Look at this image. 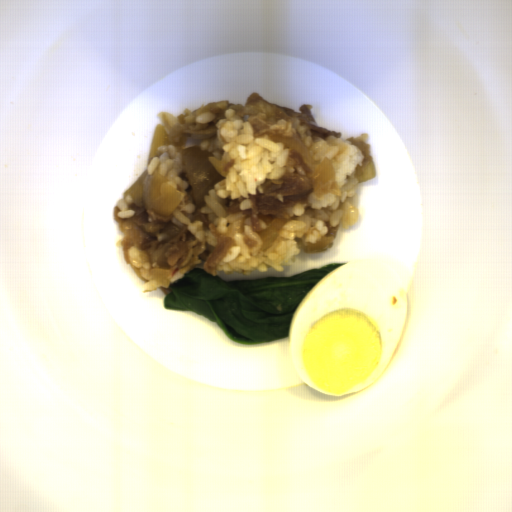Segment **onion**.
Listing matches in <instances>:
<instances>
[{"label":"onion","mask_w":512,"mask_h":512,"mask_svg":"<svg viewBox=\"0 0 512 512\" xmlns=\"http://www.w3.org/2000/svg\"><path fill=\"white\" fill-rule=\"evenodd\" d=\"M213 152L202 150L198 145H190L182 150L180 160L184 165V178L191 185L193 200L198 205L204 202V195L214 188L224 177L211 162Z\"/></svg>","instance_id":"onion-3"},{"label":"onion","mask_w":512,"mask_h":512,"mask_svg":"<svg viewBox=\"0 0 512 512\" xmlns=\"http://www.w3.org/2000/svg\"><path fill=\"white\" fill-rule=\"evenodd\" d=\"M368 137L369 133L363 132L358 137L352 136L344 139L349 141L351 146H357L364 156L360 160L361 165L356 163L354 168L353 175L358 179V183L375 178L377 175L376 163L373 156H370L371 143L366 142Z\"/></svg>","instance_id":"onion-4"},{"label":"onion","mask_w":512,"mask_h":512,"mask_svg":"<svg viewBox=\"0 0 512 512\" xmlns=\"http://www.w3.org/2000/svg\"><path fill=\"white\" fill-rule=\"evenodd\" d=\"M250 216V225L252 227V231L257 233V231H262V226L260 223V217L258 212V204L251 207V215Z\"/></svg>","instance_id":"onion-10"},{"label":"onion","mask_w":512,"mask_h":512,"mask_svg":"<svg viewBox=\"0 0 512 512\" xmlns=\"http://www.w3.org/2000/svg\"><path fill=\"white\" fill-rule=\"evenodd\" d=\"M151 275L154 282L162 285L163 287H170L169 273L165 270V267H154L151 269Z\"/></svg>","instance_id":"onion-9"},{"label":"onion","mask_w":512,"mask_h":512,"mask_svg":"<svg viewBox=\"0 0 512 512\" xmlns=\"http://www.w3.org/2000/svg\"><path fill=\"white\" fill-rule=\"evenodd\" d=\"M233 246H235V237L228 235L222 237L212 252L204 259L202 269L213 275L219 263L225 259L229 249Z\"/></svg>","instance_id":"onion-5"},{"label":"onion","mask_w":512,"mask_h":512,"mask_svg":"<svg viewBox=\"0 0 512 512\" xmlns=\"http://www.w3.org/2000/svg\"><path fill=\"white\" fill-rule=\"evenodd\" d=\"M325 226L328 227V234H325L319 241L314 245H307L300 237H296L294 241L304 253H314L320 251H326L328 248L333 246L339 232V223L336 226H331L329 222H325Z\"/></svg>","instance_id":"onion-6"},{"label":"onion","mask_w":512,"mask_h":512,"mask_svg":"<svg viewBox=\"0 0 512 512\" xmlns=\"http://www.w3.org/2000/svg\"><path fill=\"white\" fill-rule=\"evenodd\" d=\"M185 198L184 193L168 183L156 169L148 175L147 169L131 186L125 189L122 200L127 205L151 209L169 217Z\"/></svg>","instance_id":"onion-2"},{"label":"onion","mask_w":512,"mask_h":512,"mask_svg":"<svg viewBox=\"0 0 512 512\" xmlns=\"http://www.w3.org/2000/svg\"><path fill=\"white\" fill-rule=\"evenodd\" d=\"M288 217H276L272 220L266 229L256 231L255 235H260L262 238V244L258 248L260 251H267L272 247L273 243L277 240L282 226L287 221Z\"/></svg>","instance_id":"onion-7"},{"label":"onion","mask_w":512,"mask_h":512,"mask_svg":"<svg viewBox=\"0 0 512 512\" xmlns=\"http://www.w3.org/2000/svg\"><path fill=\"white\" fill-rule=\"evenodd\" d=\"M169 139V134L162 123H156L150 147L148 159L160 156L161 152L157 149L158 146H164Z\"/></svg>","instance_id":"onion-8"},{"label":"onion","mask_w":512,"mask_h":512,"mask_svg":"<svg viewBox=\"0 0 512 512\" xmlns=\"http://www.w3.org/2000/svg\"><path fill=\"white\" fill-rule=\"evenodd\" d=\"M266 137L279 142L290 151L298 154L301 162L308 169L310 190L314 198L319 200L328 198L329 194L337 198L342 197V186L336 177L333 160L323 156L321 159H317L299 132L294 131L293 135H284L270 131L266 134Z\"/></svg>","instance_id":"onion-1"}]
</instances>
